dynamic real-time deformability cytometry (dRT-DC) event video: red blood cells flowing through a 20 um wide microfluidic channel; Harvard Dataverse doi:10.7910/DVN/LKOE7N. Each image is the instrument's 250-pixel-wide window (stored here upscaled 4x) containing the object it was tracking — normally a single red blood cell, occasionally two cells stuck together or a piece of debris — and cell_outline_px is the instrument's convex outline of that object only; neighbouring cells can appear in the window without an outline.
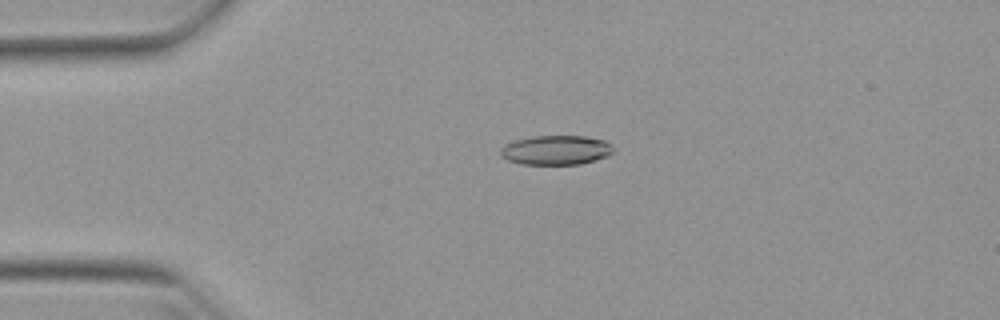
{"species": "Egyptian fruit bat (a non-hibernating species)", "species_latin": "Rousettus aegyptiacus", "temperature_condition": "warm", "stored_images_in_passage": 45, "camera_frame_rate_fps": 3000, "um_per_image_px": 0.085, "animal": {"sex": "female"}, "frame": {"image": 1, "passage_image": 5, "time_ms": 1.333, "image_size_px": [1000, 320], "cell_outline_px": [[612, 152], [608, 156], [596, 160], [580, 164], [520, 164], [508, 160], [500, 156], [500, 148], [516, 140], [532, 136], [584, 136], [604, 140], [612, 148]], "centroid_in_image_um": [47.24, 12.76], "position_along_channel_um": 37.8, "area_um2": 19.19}}
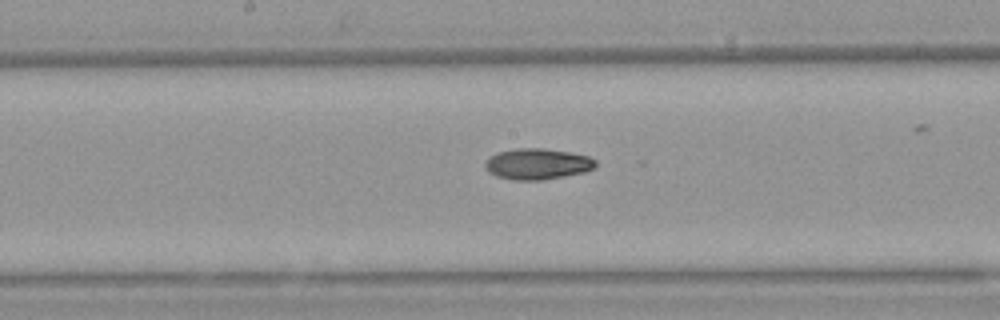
{"frame": {"image": 2, "passage_image": 20, "time_ms": 6.333, "image_size_px": [1000, 320], "cell_outline_px": [[596, 168], [584, 172], [544, 180], [512, 180], [496, 176], [488, 172], [484, 164], [496, 152], [516, 148], [544, 148], [568, 152], [588, 156], [596, 160]], "centroid_in_image_um": [45.69, 13.94], "position_along_channel_um": 202.5, "area_um2": 20.0}}
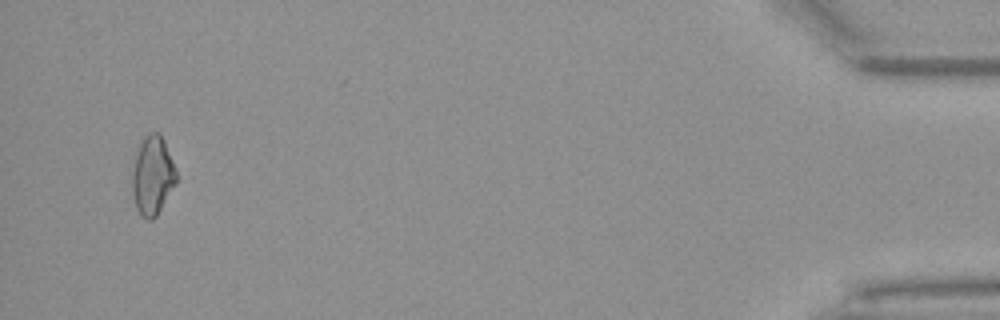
{"frame": {"image": 3, "passage_image": 43, "time_ms": 14.0, "image_size_px": [1000, 320], "cell_outline_px": [[176, 184], [156, 216], [152, 220], [148, 220], [140, 216], [136, 208], [132, 192], [132, 172], [136, 148], [140, 140], [148, 132], [160, 132], [164, 140], [172, 160], [176, 172]], "centroid_in_image_um": [12.94, 14.9], "position_along_channel_um": 422.3, "area_um2": 20.58}, "authors_computed_cell_mechanics": {"area_um2": 19.363, "velocity_mm_per_s": 3.9551, "shape_relaxation_time_tau1_ms": null, "shape_relaxation_time_tau2_ms": 6.1635, "deformation_change_tau1": null, "deformation_change_tau2": 0.1321}}